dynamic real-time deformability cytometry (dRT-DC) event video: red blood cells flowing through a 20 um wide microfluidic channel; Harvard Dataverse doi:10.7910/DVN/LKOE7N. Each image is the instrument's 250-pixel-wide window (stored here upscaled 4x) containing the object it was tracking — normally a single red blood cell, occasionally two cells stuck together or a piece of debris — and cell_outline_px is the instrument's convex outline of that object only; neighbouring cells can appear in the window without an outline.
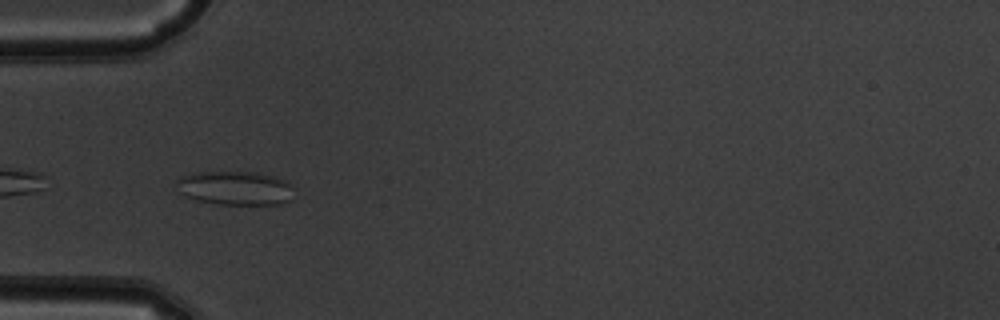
{"species": "common noctule bat (a hibernating species)", "species_latin": "Nyctalus noctula", "temperature_condition": "warm", "stored_images_in_passage": 26, "camera_frame_rate_fps": 3000, "um_per_image_px": 0.085, "animal": {"sex": "male", "body_mass_g": 19.5, "forearm_length_mm": 54.6}, "frame": {"image": 1, "passage_image": 1, "time_ms": 0.0, "image_size_px": [1000, 320], "cell_outline_px": [[292, 200], [280, 204], [220, 204], [196, 200], [184, 196], [176, 192], [176, 180], [180, 176], [192, 172], [256, 172], [276, 176], [288, 180], [292, 184]], "centroid_in_image_um": [19.97, 15.97], "position_along_channel_um": 65.0, "area_um2": 23.76}}
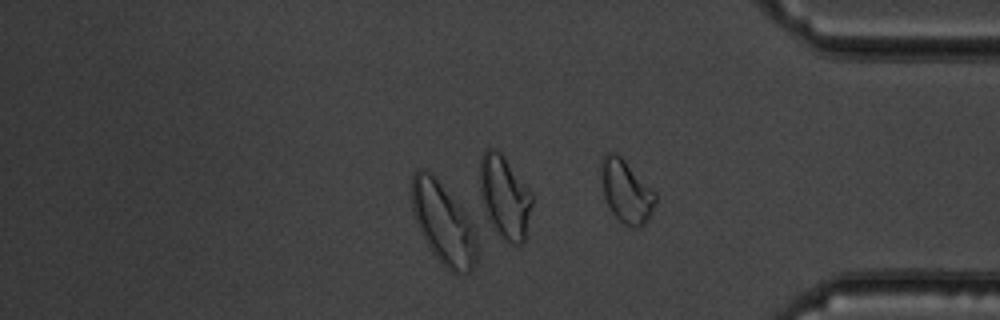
{"frame": {"image": 2, "passage_image": 26, "time_ms": 8.333, "image_size_px": [1000, 320], "cell_outline_px": [[656, 200], [652, 212], [644, 224], [640, 228], [632, 228], [624, 224], [612, 212], [604, 196], [600, 164], [604, 152], [616, 152], [656, 192]], "centroid_in_image_um": [53.23, 16.26], "position_along_channel_um": 382.0, "area_um2": 19.77}, "authors_computed_cell_mechanics": {"area_um2": 21.9929, "velocity_mm_per_s": 3.8539, "shape_relaxation_time_tau1_ms": 1.6513, "shape_relaxation_time_tau2_ms": null, "deformation_change_tau1": 0.065, "deformation_change_tau2": null}}